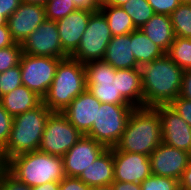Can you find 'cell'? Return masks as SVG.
Wrapping results in <instances>:
<instances>
[{"label":"cell","mask_w":191,"mask_h":190,"mask_svg":"<svg viewBox=\"0 0 191 190\" xmlns=\"http://www.w3.org/2000/svg\"><path fill=\"white\" fill-rule=\"evenodd\" d=\"M143 107L169 105L179 97L183 69L165 53L140 67Z\"/></svg>","instance_id":"obj_1"},{"label":"cell","mask_w":191,"mask_h":190,"mask_svg":"<svg viewBox=\"0 0 191 190\" xmlns=\"http://www.w3.org/2000/svg\"><path fill=\"white\" fill-rule=\"evenodd\" d=\"M161 143L159 111L154 107H135L120 140L112 149L150 156Z\"/></svg>","instance_id":"obj_2"},{"label":"cell","mask_w":191,"mask_h":190,"mask_svg":"<svg viewBox=\"0 0 191 190\" xmlns=\"http://www.w3.org/2000/svg\"><path fill=\"white\" fill-rule=\"evenodd\" d=\"M6 169L30 187L60 182L65 177L62 157L39 150L13 156L7 161Z\"/></svg>","instance_id":"obj_3"},{"label":"cell","mask_w":191,"mask_h":190,"mask_svg":"<svg viewBox=\"0 0 191 190\" xmlns=\"http://www.w3.org/2000/svg\"><path fill=\"white\" fill-rule=\"evenodd\" d=\"M52 111L43 103L13 117V126L6 146L2 149L8 161L13 156L39 149L45 124Z\"/></svg>","instance_id":"obj_4"},{"label":"cell","mask_w":191,"mask_h":190,"mask_svg":"<svg viewBox=\"0 0 191 190\" xmlns=\"http://www.w3.org/2000/svg\"><path fill=\"white\" fill-rule=\"evenodd\" d=\"M86 89L84 64L68 57L62 59L43 104L52 112H63Z\"/></svg>","instance_id":"obj_5"},{"label":"cell","mask_w":191,"mask_h":190,"mask_svg":"<svg viewBox=\"0 0 191 190\" xmlns=\"http://www.w3.org/2000/svg\"><path fill=\"white\" fill-rule=\"evenodd\" d=\"M135 107L101 103L97 109L96 122L86 135L107 148L115 147L123 134L130 114Z\"/></svg>","instance_id":"obj_6"},{"label":"cell","mask_w":191,"mask_h":190,"mask_svg":"<svg viewBox=\"0 0 191 190\" xmlns=\"http://www.w3.org/2000/svg\"><path fill=\"white\" fill-rule=\"evenodd\" d=\"M112 37L113 35L103 13L100 10L94 11L90 15L77 50L70 57L83 64L103 60L106 47Z\"/></svg>","instance_id":"obj_7"},{"label":"cell","mask_w":191,"mask_h":190,"mask_svg":"<svg viewBox=\"0 0 191 190\" xmlns=\"http://www.w3.org/2000/svg\"><path fill=\"white\" fill-rule=\"evenodd\" d=\"M82 136L62 112H52L46 121L38 150L63 157Z\"/></svg>","instance_id":"obj_8"},{"label":"cell","mask_w":191,"mask_h":190,"mask_svg":"<svg viewBox=\"0 0 191 190\" xmlns=\"http://www.w3.org/2000/svg\"><path fill=\"white\" fill-rule=\"evenodd\" d=\"M86 89L101 103L130 105L117 91L114 69L103 60L90 61L84 64Z\"/></svg>","instance_id":"obj_9"},{"label":"cell","mask_w":191,"mask_h":190,"mask_svg":"<svg viewBox=\"0 0 191 190\" xmlns=\"http://www.w3.org/2000/svg\"><path fill=\"white\" fill-rule=\"evenodd\" d=\"M61 60L57 57L32 56L22 53L19 62L22 85L43 98L52 84L56 68Z\"/></svg>","instance_id":"obj_10"},{"label":"cell","mask_w":191,"mask_h":190,"mask_svg":"<svg viewBox=\"0 0 191 190\" xmlns=\"http://www.w3.org/2000/svg\"><path fill=\"white\" fill-rule=\"evenodd\" d=\"M25 54L41 57H70L62 48L57 24L52 20H44L37 29L21 44Z\"/></svg>","instance_id":"obj_11"},{"label":"cell","mask_w":191,"mask_h":190,"mask_svg":"<svg viewBox=\"0 0 191 190\" xmlns=\"http://www.w3.org/2000/svg\"><path fill=\"white\" fill-rule=\"evenodd\" d=\"M152 175L180 180L191 161V153L162 142L149 156Z\"/></svg>","instance_id":"obj_12"},{"label":"cell","mask_w":191,"mask_h":190,"mask_svg":"<svg viewBox=\"0 0 191 190\" xmlns=\"http://www.w3.org/2000/svg\"><path fill=\"white\" fill-rule=\"evenodd\" d=\"M106 149L100 142L82 136L62 157L65 176L78 178Z\"/></svg>","instance_id":"obj_13"},{"label":"cell","mask_w":191,"mask_h":190,"mask_svg":"<svg viewBox=\"0 0 191 190\" xmlns=\"http://www.w3.org/2000/svg\"><path fill=\"white\" fill-rule=\"evenodd\" d=\"M113 159L114 181L140 184L152 174L147 155L113 150Z\"/></svg>","instance_id":"obj_14"},{"label":"cell","mask_w":191,"mask_h":190,"mask_svg":"<svg viewBox=\"0 0 191 190\" xmlns=\"http://www.w3.org/2000/svg\"><path fill=\"white\" fill-rule=\"evenodd\" d=\"M162 125V142L191 153V127L169 105L155 107Z\"/></svg>","instance_id":"obj_15"},{"label":"cell","mask_w":191,"mask_h":190,"mask_svg":"<svg viewBox=\"0 0 191 190\" xmlns=\"http://www.w3.org/2000/svg\"><path fill=\"white\" fill-rule=\"evenodd\" d=\"M44 20L46 16L43 5L21 2L7 21L11 38L15 43L22 44Z\"/></svg>","instance_id":"obj_16"},{"label":"cell","mask_w":191,"mask_h":190,"mask_svg":"<svg viewBox=\"0 0 191 190\" xmlns=\"http://www.w3.org/2000/svg\"><path fill=\"white\" fill-rule=\"evenodd\" d=\"M101 102L88 89L79 94L62 112L69 122L83 135H87L96 122Z\"/></svg>","instance_id":"obj_17"},{"label":"cell","mask_w":191,"mask_h":190,"mask_svg":"<svg viewBox=\"0 0 191 190\" xmlns=\"http://www.w3.org/2000/svg\"><path fill=\"white\" fill-rule=\"evenodd\" d=\"M93 12L87 9H77L56 21L61 46L69 56L77 50Z\"/></svg>","instance_id":"obj_18"},{"label":"cell","mask_w":191,"mask_h":190,"mask_svg":"<svg viewBox=\"0 0 191 190\" xmlns=\"http://www.w3.org/2000/svg\"><path fill=\"white\" fill-rule=\"evenodd\" d=\"M103 61L114 69H139L132 53L131 33L113 36L106 47Z\"/></svg>","instance_id":"obj_19"},{"label":"cell","mask_w":191,"mask_h":190,"mask_svg":"<svg viewBox=\"0 0 191 190\" xmlns=\"http://www.w3.org/2000/svg\"><path fill=\"white\" fill-rule=\"evenodd\" d=\"M78 178L90 187L111 185L114 181L113 149L107 148Z\"/></svg>","instance_id":"obj_20"},{"label":"cell","mask_w":191,"mask_h":190,"mask_svg":"<svg viewBox=\"0 0 191 190\" xmlns=\"http://www.w3.org/2000/svg\"><path fill=\"white\" fill-rule=\"evenodd\" d=\"M117 91L133 107H143V90L140 69H117Z\"/></svg>","instance_id":"obj_21"},{"label":"cell","mask_w":191,"mask_h":190,"mask_svg":"<svg viewBox=\"0 0 191 190\" xmlns=\"http://www.w3.org/2000/svg\"><path fill=\"white\" fill-rule=\"evenodd\" d=\"M140 30L165 53L175 40L170 15L154 14Z\"/></svg>","instance_id":"obj_22"},{"label":"cell","mask_w":191,"mask_h":190,"mask_svg":"<svg viewBox=\"0 0 191 190\" xmlns=\"http://www.w3.org/2000/svg\"><path fill=\"white\" fill-rule=\"evenodd\" d=\"M4 109L15 117L28 110L34 109L43 103V98L25 85H21L13 91L0 97Z\"/></svg>","instance_id":"obj_23"},{"label":"cell","mask_w":191,"mask_h":190,"mask_svg":"<svg viewBox=\"0 0 191 190\" xmlns=\"http://www.w3.org/2000/svg\"><path fill=\"white\" fill-rule=\"evenodd\" d=\"M132 53L140 67L162 57L165 52L155 45L140 29L131 32Z\"/></svg>","instance_id":"obj_24"},{"label":"cell","mask_w":191,"mask_h":190,"mask_svg":"<svg viewBox=\"0 0 191 190\" xmlns=\"http://www.w3.org/2000/svg\"><path fill=\"white\" fill-rule=\"evenodd\" d=\"M107 19L113 36L130 34L136 30L131 17L122 7L101 5L99 9Z\"/></svg>","instance_id":"obj_25"},{"label":"cell","mask_w":191,"mask_h":190,"mask_svg":"<svg viewBox=\"0 0 191 190\" xmlns=\"http://www.w3.org/2000/svg\"><path fill=\"white\" fill-rule=\"evenodd\" d=\"M166 54L183 70H191V38L175 37Z\"/></svg>","instance_id":"obj_26"},{"label":"cell","mask_w":191,"mask_h":190,"mask_svg":"<svg viewBox=\"0 0 191 190\" xmlns=\"http://www.w3.org/2000/svg\"><path fill=\"white\" fill-rule=\"evenodd\" d=\"M136 29H140L154 14V10L147 0H128L122 6Z\"/></svg>","instance_id":"obj_27"},{"label":"cell","mask_w":191,"mask_h":190,"mask_svg":"<svg viewBox=\"0 0 191 190\" xmlns=\"http://www.w3.org/2000/svg\"><path fill=\"white\" fill-rule=\"evenodd\" d=\"M175 37L191 38V4H180L171 14Z\"/></svg>","instance_id":"obj_28"},{"label":"cell","mask_w":191,"mask_h":190,"mask_svg":"<svg viewBox=\"0 0 191 190\" xmlns=\"http://www.w3.org/2000/svg\"><path fill=\"white\" fill-rule=\"evenodd\" d=\"M44 8L46 19L55 22L78 9L73 0H47Z\"/></svg>","instance_id":"obj_29"},{"label":"cell","mask_w":191,"mask_h":190,"mask_svg":"<svg viewBox=\"0 0 191 190\" xmlns=\"http://www.w3.org/2000/svg\"><path fill=\"white\" fill-rule=\"evenodd\" d=\"M22 53V46L19 43L0 49V73L19 65Z\"/></svg>","instance_id":"obj_30"},{"label":"cell","mask_w":191,"mask_h":190,"mask_svg":"<svg viewBox=\"0 0 191 190\" xmlns=\"http://www.w3.org/2000/svg\"><path fill=\"white\" fill-rule=\"evenodd\" d=\"M22 85L20 65L0 73V97Z\"/></svg>","instance_id":"obj_31"},{"label":"cell","mask_w":191,"mask_h":190,"mask_svg":"<svg viewBox=\"0 0 191 190\" xmlns=\"http://www.w3.org/2000/svg\"><path fill=\"white\" fill-rule=\"evenodd\" d=\"M140 185L142 190H180L178 180L152 174Z\"/></svg>","instance_id":"obj_32"},{"label":"cell","mask_w":191,"mask_h":190,"mask_svg":"<svg viewBox=\"0 0 191 190\" xmlns=\"http://www.w3.org/2000/svg\"><path fill=\"white\" fill-rule=\"evenodd\" d=\"M13 126V117L4 109L0 102V147L3 149L9 139Z\"/></svg>","instance_id":"obj_33"},{"label":"cell","mask_w":191,"mask_h":190,"mask_svg":"<svg viewBox=\"0 0 191 190\" xmlns=\"http://www.w3.org/2000/svg\"><path fill=\"white\" fill-rule=\"evenodd\" d=\"M0 190H31V187L19 181L7 169L0 173Z\"/></svg>","instance_id":"obj_34"},{"label":"cell","mask_w":191,"mask_h":190,"mask_svg":"<svg viewBox=\"0 0 191 190\" xmlns=\"http://www.w3.org/2000/svg\"><path fill=\"white\" fill-rule=\"evenodd\" d=\"M169 106L191 127V101L179 96Z\"/></svg>","instance_id":"obj_35"},{"label":"cell","mask_w":191,"mask_h":190,"mask_svg":"<svg viewBox=\"0 0 191 190\" xmlns=\"http://www.w3.org/2000/svg\"><path fill=\"white\" fill-rule=\"evenodd\" d=\"M155 14L170 15L181 3L180 0H147Z\"/></svg>","instance_id":"obj_36"},{"label":"cell","mask_w":191,"mask_h":190,"mask_svg":"<svg viewBox=\"0 0 191 190\" xmlns=\"http://www.w3.org/2000/svg\"><path fill=\"white\" fill-rule=\"evenodd\" d=\"M92 187L83 183L77 177H67L65 176L60 181L59 190H91Z\"/></svg>","instance_id":"obj_37"},{"label":"cell","mask_w":191,"mask_h":190,"mask_svg":"<svg viewBox=\"0 0 191 190\" xmlns=\"http://www.w3.org/2000/svg\"><path fill=\"white\" fill-rule=\"evenodd\" d=\"M179 96L191 101V70H184Z\"/></svg>","instance_id":"obj_38"},{"label":"cell","mask_w":191,"mask_h":190,"mask_svg":"<svg viewBox=\"0 0 191 190\" xmlns=\"http://www.w3.org/2000/svg\"><path fill=\"white\" fill-rule=\"evenodd\" d=\"M21 2V0H0V14L8 19L17 10Z\"/></svg>","instance_id":"obj_39"},{"label":"cell","mask_w":191,"mask_h":190,"mask_svg":"<svg viewBox=\"0 0 191 190\" xmlns=\"http://www.w3.org/2000/svg\"><path fill=\"white\" fill-rule=\"evenodd\" d=\"M15 42L11 38L8 24L0 25V49L9 47L13 45Z\"/></svg>","instance_id":"obj_40"},{"label":"cell","mask_w":191,"mask_h":190,"mask_svg":"<svg viewBox=\"0 0 191 190\" xmlns=\"http://www.w3.org/2000/svg\"><path fill=\"white\" fill-rule=\"evenodd\" d=\"M78 9L97 11L101 7V0H73Z\"/></svg>","instance_id":"obj_41"},{"label":"cell","mask_w":191,"mask_h":190,"mask_svg":"<svg viewBox=\"0 0 191 190\" xmlns=\"http://www.w3.org/2000/svg\"><path fill=\"white\" fill-rule=\"evenodd\" d=\"M180 190H191V161L179 180Z\"/></svg>","instance_id":"obj_42"},{"label":"cell","mask_w":191,"mask_h":190,"mask_svg":"<svg viewBox=\"0 0 191 190\" xmlns=\"http://www.w3.org/2000/svg\"><path fill=\"white\" fill-rule=\"evenodd\" d=\"M111 185L114 190H142L140 184L132 182L113 181Z\"/></svg>","instance_id":"obj_43"},{"label":"cell","mask_w":191,"mask_h":190,"mask_svg":"<svg viewBox=\"0 0 191 190\" xmlns=\"http://www.w3.org/2000/svg\"><path fill=\"white\" fill-rule=\"evenodd\" d=\"M60 182H47L42 185L31 187V190H59Z\"/></svg>","instance_id":"obj_44"},{"label":"cell","mask_w":191,"mask_h":190,"mask_svg":"<svg viewBox=\"0 0 191 190\" xmlns=\"http://www.w3.org/2000/svg\"><path fill=\"white\" fill-rule=\"evenodd\" d=\"M128 0H101V5H111L121 7Z\"/></svg>","instance_id":"obj_45"},{"label":"cell","mask_w":191,"mask_h":190,"mask_svg":"<svg viewBox=\"0 0 191 190\" xmlns=\"http://www.w3.org/2000/svg\"><path fill=\"white\" fill-rule=\"evenodd\" d=\"M21 1L25 2V3L39 4V5H43V6L47 2V0H21Z\"/></svg>","instance_id":"obj_46"},{"label":"cell","mask_w":191,"mask_h":190,"mask_svg":"<svg viewBox=\"0 0 191 190\" xmlns=\"http://www.w3.org/2000/svg\"><path fill=\"white\" fill-rule=\"evenodd\" d=\"M91 190H114L112 185H105V186H96L92 187Z\"/></svg>","instance_id":"obj_47"},{"label":"cell","mask_w":191,"mask_h":190,"mask_svg":"<svg viewBox=\"0 0 191 190\" xmlns=\"http://www.w3.org/2000/svg\"><path fill=\"white\" fill-rule=\"evenodd\" d=\"M0 166H7V161L3 156V150L1 147H0Z\"/></svg>","instance_id":"obj_48"},{"label":"cell","mask_w":191,"mask_h":190,"mask_svg":"<svg viewBox=\"0 0 191 190\" xmlns=\"http://www.w3.org/2000/svg\"><path fill=\"white\" fill-rule=\"evenodd\" d=\"M7 21L8 19L4 15L0 14V25H7Z\"/></svg>","instance_id":"obj_49"},{"label":"cell","mask_w":191,"mask_h":190,"mask_svg":"<svg viewBox=\"0 0 191 190\" xmlns=\"http://www.w3.org/2000/svg\"><path fill=\"white\" fill-rule=\"evenodd\" d=\"M182 4H191V0H180Z\"/></svg>","instance_id":"obj_50"},{"label":"cell","mask_w":191,"mask_h":190,"mask_svg":"<svg viewBox=\"0 0 191 190\" xmlns=\"http://www.w3.org/2000/svg\"><path fill=\"white\" fill-rule=\"evenodd\" d=\"M7 166H0V173L2 170L6 169Z\"/></svg>","instance_id":"obj_51"}]
</instances>
